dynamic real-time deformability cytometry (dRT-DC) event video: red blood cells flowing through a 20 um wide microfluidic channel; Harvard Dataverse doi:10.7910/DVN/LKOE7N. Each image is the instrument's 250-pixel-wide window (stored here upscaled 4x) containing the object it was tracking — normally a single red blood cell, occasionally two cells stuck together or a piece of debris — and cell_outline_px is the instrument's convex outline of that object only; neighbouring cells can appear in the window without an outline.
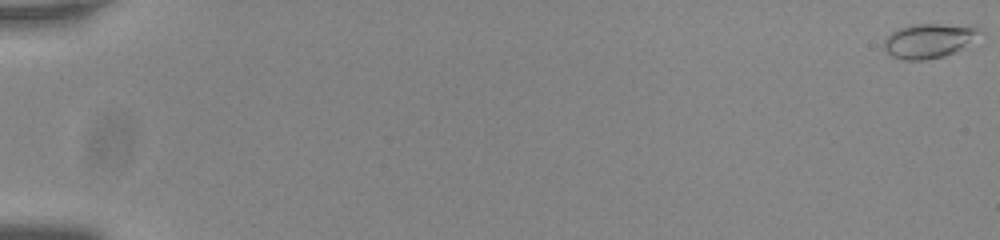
{"species": "common noctule bat (a hibernating species)", "species_latin": "Nyctalus noctula", "temperature_condition": "room temperature", "stored_images_in_passage": 14, "camera_frame_rate_fps": 3000, "um_per_image_px": 0.085, "animal": {"sex": "male", "body_mass_g": 20.0, "forearm_length_mm": 53.3}, "frame": {"image": 1, "passage_image": 1, "time_ms": 0.0, "image_size_px": [1000, 240], "cell_outline_px": [[984, 32], [960, 48], [944, 56], [924, 60], [900, 60], [892, 56], [884, 48], [884, 40], [892, 32], [900, 28], [912, 24], [940, 24], [980, 28]], "centroid_in_image_um": [78.91, 3.47], "position_along_channel_um": 6.1, "area_um2": 18.79}}